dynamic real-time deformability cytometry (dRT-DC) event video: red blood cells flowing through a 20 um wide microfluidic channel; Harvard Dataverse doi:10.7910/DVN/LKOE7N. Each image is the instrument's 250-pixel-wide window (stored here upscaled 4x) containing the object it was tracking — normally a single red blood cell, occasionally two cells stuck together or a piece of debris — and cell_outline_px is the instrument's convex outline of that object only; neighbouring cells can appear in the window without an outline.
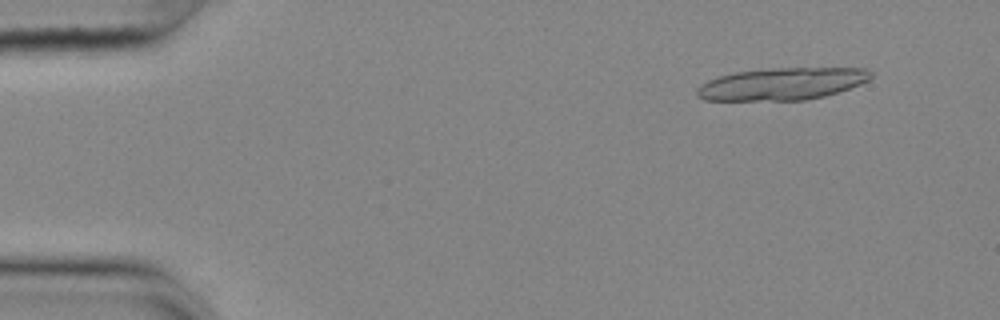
{"species": "common noctule bat (a hibernating species)", "species_latin": "Nyctalus noctula", "temperature_condition": "cold", "stored_images_in_passage": 18, "camera_frame_rate_fps": 3000, "um_per_image_px": 0.085, "animal": {"sex": "female", "body_mass_g": 25.1}, "frame": {"image": 1, "passage_image": 5, "time_ms": 1.333, "image_size_px": [1000, 320], "cell_outline_px": [[872, 76], [868, 80], [860, 84], [824, 96], [804, 100], [704, 100], [696, 96], [696, 88], [708, 80], [720, 76], [736, 72], [768, 68], [864, 68], [872, 72]], "centroid_in_image_um": [66.44, 7.13], "position_along_channel_um": 18.6, "area_um2": 32.48}}
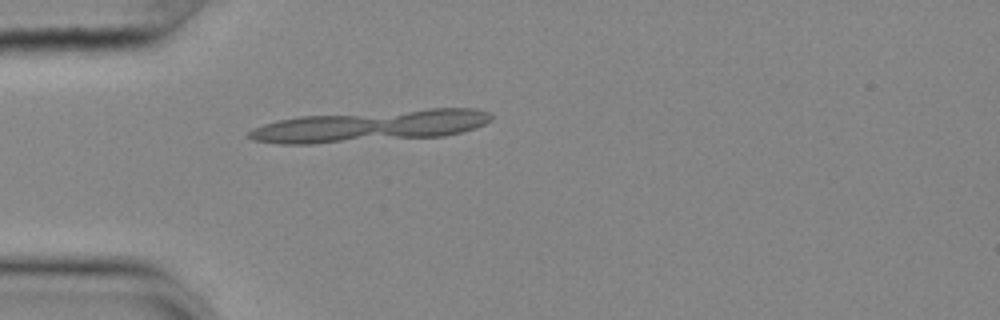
{"frame": {"image": 2, "passage_image": 15, "time_ms": 4.667, "image_size_px": [1000, 320], "cell_outline_px": [[492, 120], [476, 128], [444, 136], [312, 144], [280, 144], [252, 140], [248, 136], [248, 132], [252, 128], [264, 124], [280, 120], [300, 116], [428, 108], [476, 108], [488, 112], [492, 116]], "centroid_in_image_um": [31.49, 10.71], "position_along_channel_um": 53.5, "area_um2": 44.68}}